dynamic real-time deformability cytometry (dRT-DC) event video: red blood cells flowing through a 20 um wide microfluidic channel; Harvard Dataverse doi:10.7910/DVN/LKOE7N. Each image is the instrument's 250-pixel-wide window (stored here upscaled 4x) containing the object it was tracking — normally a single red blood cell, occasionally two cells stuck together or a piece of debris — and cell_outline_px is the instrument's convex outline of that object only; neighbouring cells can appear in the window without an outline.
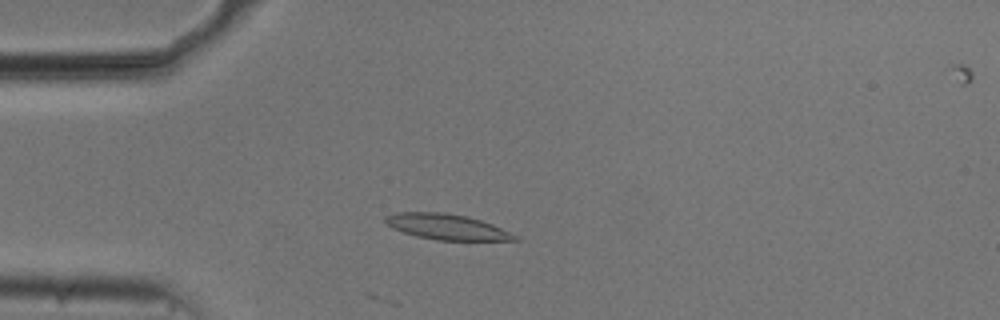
{"species": "common noctule bat (a hibernating species)", "species_latin": "Nyctalus noctula", "temperature_condition": "cold", "stored_images_in_passage": 47, "camera_frame_rate_fps": 3000, "um_per_image_px": 0.085, "animal": {"sex": "male", "body_mass_g": 20.5, "forearm_length_mm": 52.5}, "frame": {"image": 1, "passage_image": 7, "time_ms": 2.0, "image_size_px": [1000, 320], "cell_outline_px": [[520, 240], [436, 240], [416, 236], [392, 228], [384, 220], [384, 216], [396, 212], [444, 212], [468, 216], [492, 224], [520, 236]], "centroid_in_image_um": [37.99, 19.27], "position_along_channel_um": 47.0, "area_um2": 19.36}}
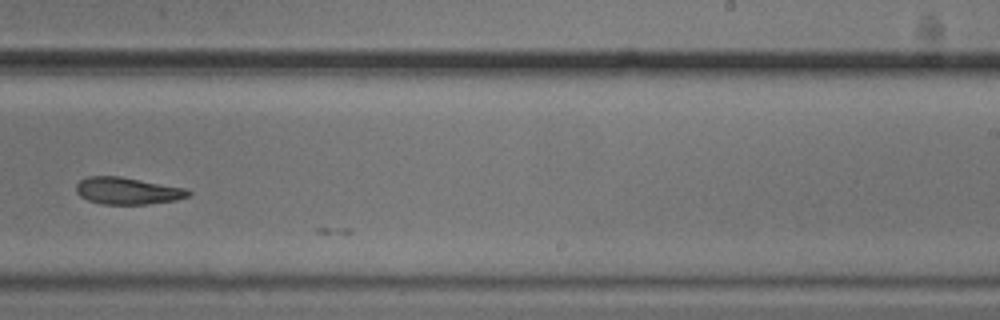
{"frame": {"image": 2, "passage_image": 27, "time_ms": 8.667, "image_size_px": [1000, 320], "cell_outline_px": [[192, 192], [188, 196], [176, 200], [148, 204], [104, 204], [88, 200], [80, 196], [76, 192], [76, 184], [80, 180], [88, 176], [120, 176], [188, 188]], "centroid_in_image_um": [10.86, 16.21], "position_along_channel_um": 278.1, "area_um2": 17.74}}
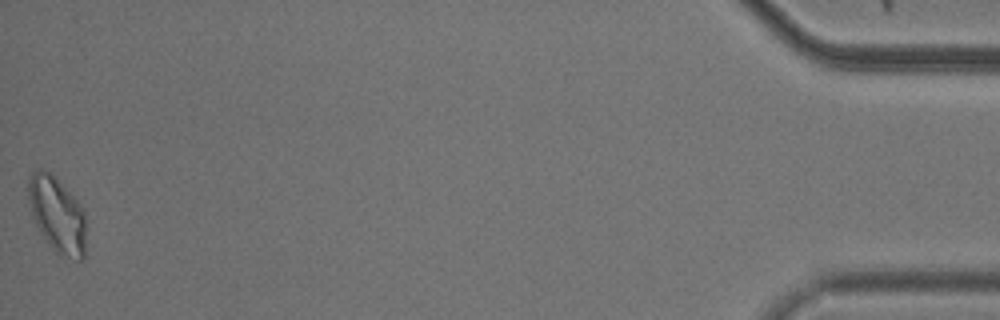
{"frame": {"image": 3, "passage_image": 47, "time_ms": 15.333, "image_size_px": [1000, 320], "cell_outline_px": [[84, 256], [80, 260], [76, 260], [60, 256], [48, 244], [36, 224], [32, 216], [28, 200], [28, 176], [32, 172], [40, 168], [44, 168], [56, 176], [84, 208]], "centroid_in_image_um": [4.83, 18.2], "position_along_channel_um": 430.4, "area_um2": 25.66}}